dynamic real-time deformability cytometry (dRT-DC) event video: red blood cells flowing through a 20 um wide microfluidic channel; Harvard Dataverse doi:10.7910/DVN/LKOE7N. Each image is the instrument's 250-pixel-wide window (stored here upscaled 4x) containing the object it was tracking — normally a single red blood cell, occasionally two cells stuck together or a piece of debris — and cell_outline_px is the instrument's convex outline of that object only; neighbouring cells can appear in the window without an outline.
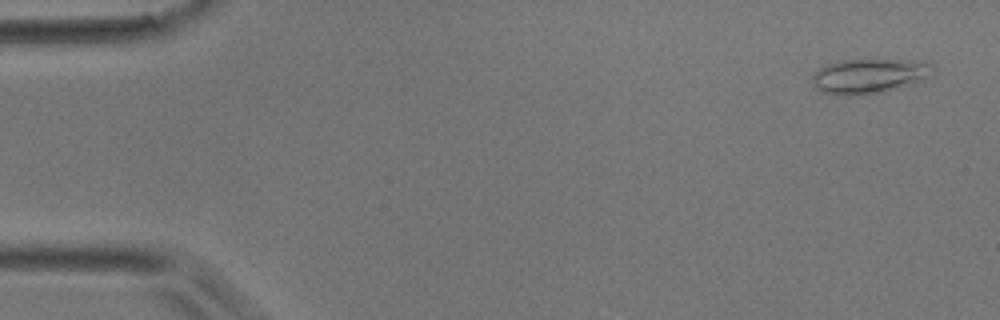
{"species": "common noctule bat (a hibernating species)", "species_latin": "Nyctalus noctula", "temperature_condition": "room temperature", "stored_images_in_passage": 47, "camera_frame_rate_fps": 3000, "um_per_image_px": 0.085, "animal": {"sex": "male", "body_mass_g": 17.9}, "frame": {"image": 1, "passage_image": 2, "time_ms": 0.333, "image_size_px": [1000, 320], "cell_outline_px": [[936, 68], [912, 84], [884, 92], [848, 96], [844, 96], [824, 92], [816, 88], [812, 84], [812, 76], [820, 68], [828, 64], [840, 60], [924, 60], [932, 64]], "centroid_in_image_um": [73.86, 6.46], "position_along_channel_um": 11.1, "area_um2": 24.22}}
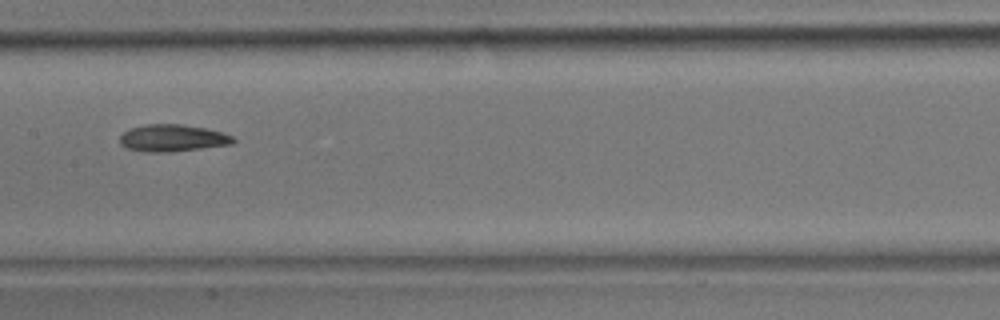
{"frame": {"image": 2, "passage_image": 23, "time_ms": 7.333, "image_size_px": [1000, 320], "cell_outline_px": [[236, 140], [232, 144], [168, 152], [148, 152], [124, 148], [120, 144], [120, 136], [128, 128], [144, 124], [180, 124], [204, 128], [224, 132], [232, 136]], "centroid_in_image_um": [14.63, 11.73], "position_along_channel_um": 192.8, "area_um2": 17.92}}
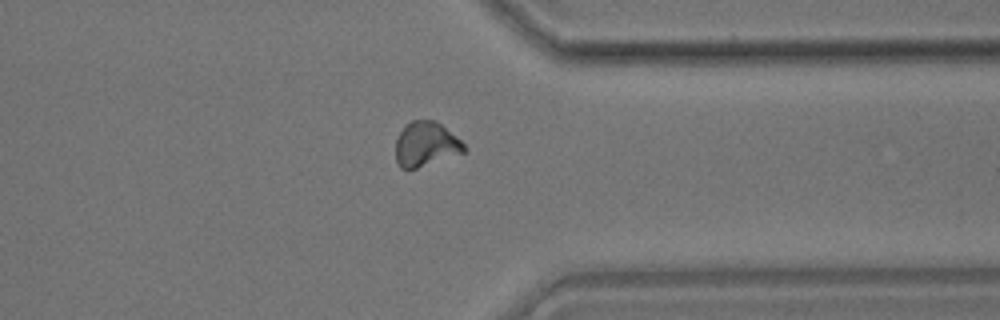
{"frame": {"image": 3, "passage_image": 36, "time_ms": 11.667, "image_size_px": [1000, 320], "cell_outline_px": [[468, 148], [464, 152], [416, 168], [400, 168], [396, 160], [396, 140], [404, 124], [412, 120], [436, 120], [460, 140]], "centroid_in_image_um": [36.18, 12.24], "position_along_channel_um": 375.2, "area_um2": 17.63}}